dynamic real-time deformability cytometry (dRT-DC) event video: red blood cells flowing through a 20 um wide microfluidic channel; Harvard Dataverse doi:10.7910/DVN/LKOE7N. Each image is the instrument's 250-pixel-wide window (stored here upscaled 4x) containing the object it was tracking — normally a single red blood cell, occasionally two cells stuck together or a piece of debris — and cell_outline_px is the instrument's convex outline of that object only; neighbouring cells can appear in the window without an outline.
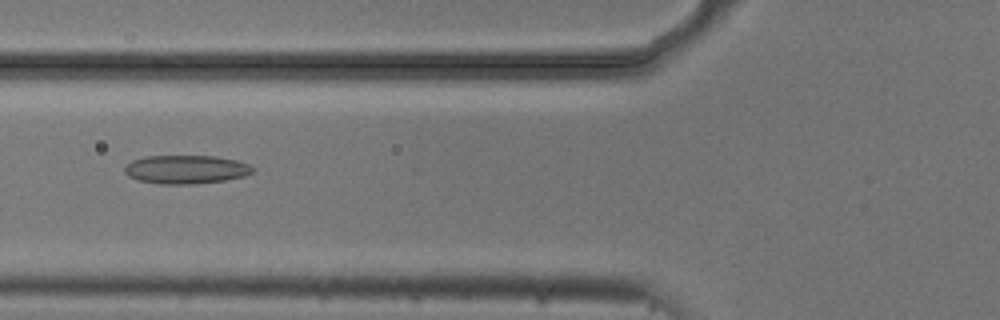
{"species": "common noctule bat (a hibernating species)", "species_latin": "Nyctalus noctula", "temperature_condition": "cold", "stored_images_in_passage": 7, "camera_frame_rate_fps": 3000, "um_per_image_px": 0.085, "animal": {"sex": "male", "body_mass_g": 20.5, "forearm_length_mm": 52.5}, "frame": {"image": 1, "passage_image": 6, "time_ms": 1.667, "image_size_px": [1000, 320], "cell_outline_px": [[252, 172], [244, 176], [224, 180], [196, 184], [160, 184], [136, 180], [128, 176], [124, 172], [124, 168], [132, 160], [144, 156], [216, 156], [236, 160], [248, 164], [252, 168]], "centroid_in_image_um": [15.76, 14.4], "position_along_channel_um": 110.0, "area_um2": 21.33}}
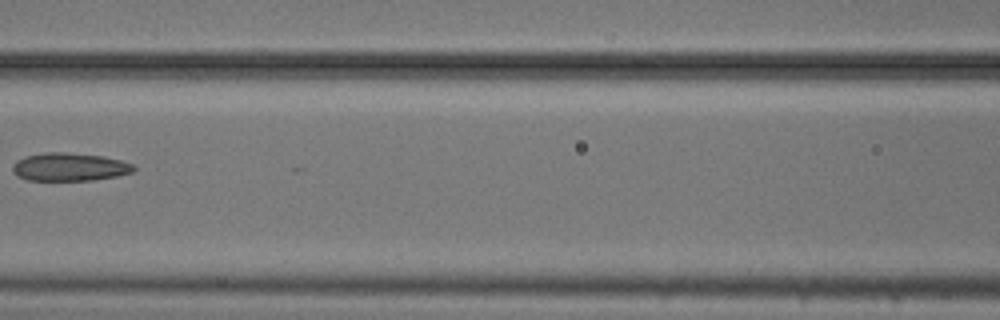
{"frame": {"image": 2, "passage_image": 7, "time_ms": 2.0, "image_size_px": [1000, 320], "cell_outline_px": [[136, 168], [132, 172], [116, 176], [92, 180], [28, 180], [16, 176], [12, 172], [12, 164], [16, 160], [24, 156], [44, 152], [64, 152], [104, 156], [120, 160], [132, 164]], "centroid_in_image_um": [5.85, 14.18], "position_along_channel_um": 160.7, "area_um2": 19.94}}